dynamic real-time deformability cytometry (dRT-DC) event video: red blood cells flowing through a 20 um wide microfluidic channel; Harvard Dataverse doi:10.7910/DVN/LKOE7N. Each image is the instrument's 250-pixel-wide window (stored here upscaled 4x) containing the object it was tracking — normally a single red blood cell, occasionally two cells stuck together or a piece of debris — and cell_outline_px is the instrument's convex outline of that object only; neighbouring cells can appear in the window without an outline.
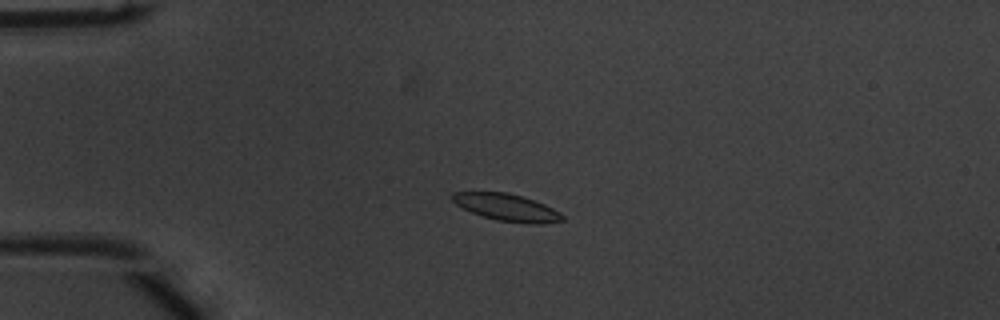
{"species": "common noctule bat (a hibernating species)", "species_latin": "Nyctalus noctula", "temperature_condition": "warm", "stored_images_in_passage": 54, "camera_frame_rate_fps": 3000, "um_per_image_px": 0.085, "animal": {"sex": "male", "body_mass_g": 20.1, "forearm_length_mm": 53.5}, "frame": {"image": 1, "passage_image": 14, "time_ms": 4.333, "image_size_px": [1000, 320], "cell_outline_px": [[564, 220], [540, 224], [532, 224], [496, 220], [472, 212], [456, 204], [452, 200], [452, 192], [508, 192], [524, 196], [544, 204], [560, 212], [564, 216]], "centroid_in_image_um": [43.11, 17.62], "position_along_channel_um": 41.9, "area_um2": 17.28}}
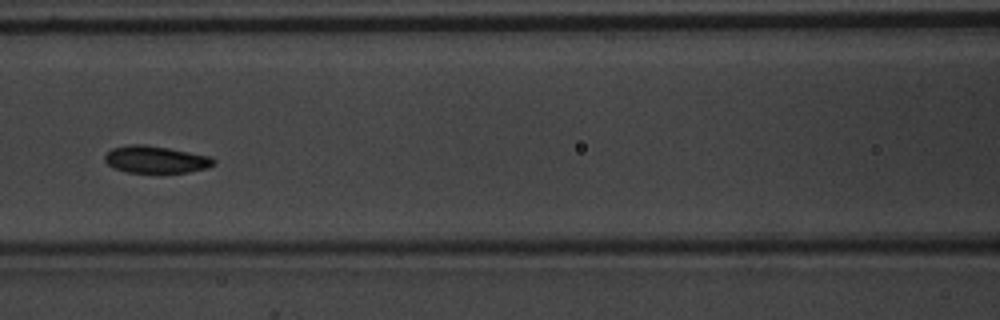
{"frame": {"image": 2, "passage_image": 25, "time_ms": 8.0, "image_size_px": [1000, 320], "cell_outline_px": [[216, 164], [208, 168], [188, 172], [128, 172], [112, 168], [104, 160], [104, 156], [112, 148], [128, 144], [144, 144], [168, 148], [212, 156], [216, 160]], "centroid_in_image_um": [13.26, 13.55], "position_along_channel_um": 153.3, "area_um2": 17.34}}
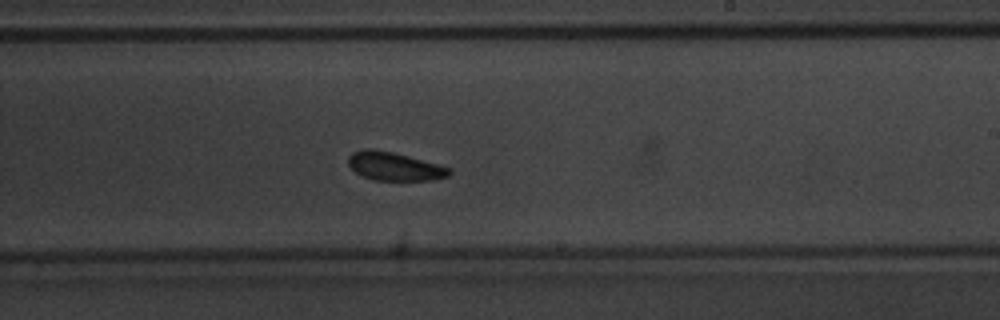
{"frame": {"image": 3, "passage_image": 33, "time_ms": 10.667, "image_size_px": [1000, 320], "cell_outline_px": [[452, 172], [448, 176], [432, 180], [372, 180], [356, 172], [348, 164], [348, 156], [352, 152], [364, 148], [372, 148], [392, 152], [408, 156], [452, 168]], "centroid_in_image_um": [33.52, 14.13], "position_along_channel_um": 255.5, "area_um2": 16.7}, "authors_computed_cell_mechanics": {"area_um2": 17.0221, "velocity_mm_per_s": 3.8368, "shape_relaxation_time_tau1_ms": 4.4806, "shape_relaxation_time_tau2_ms": 3.9183, "deformation_change_tau1": 0.1314, "deformation_change_tau2": 0.0863}}